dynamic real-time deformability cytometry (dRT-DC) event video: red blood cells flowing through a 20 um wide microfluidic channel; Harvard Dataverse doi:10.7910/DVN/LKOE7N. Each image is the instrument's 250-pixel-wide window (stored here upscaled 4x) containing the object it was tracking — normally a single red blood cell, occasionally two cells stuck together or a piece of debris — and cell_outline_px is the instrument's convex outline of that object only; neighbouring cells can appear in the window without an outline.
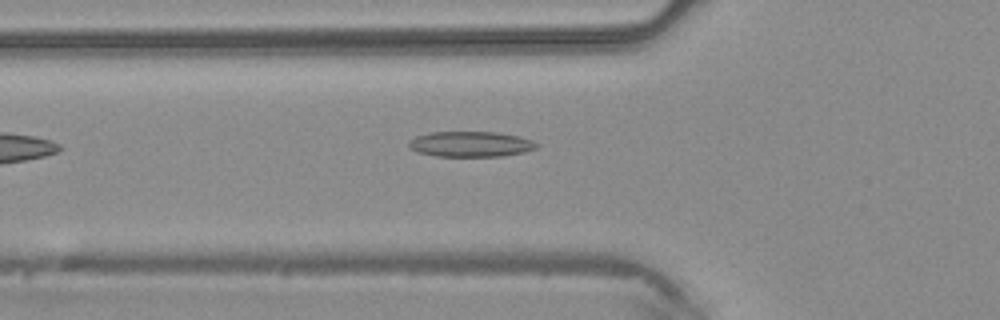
{"species": "common noctule bat (a hibernating species)", "species_latin": "Nyctalus noctula", "temperature_condition": "warm", "stored_images_in_passage": 2, "camera_frame_rate_fps": 3000, "um_per_image_px": 0.085, "animal": {"sex": "male", "body_mass_g": 20.4}, "frame": {"image": 1, "passage_image": 2, "time_ms": 0.333, "image_size_px": [1000, 320], "cell_outline_px": [[540, 144], [536, 148], [524, 152], [500, 156], [436, 156], [416, 152], [408, 144], [408, 140], [416, 136], [432, 132], [492, 132], [520, 136], [532, 140]], "centroid_in_image_um": [40.01, 12.25], "position_along_channel_um": 85.8, "area_um2": 18.9}}